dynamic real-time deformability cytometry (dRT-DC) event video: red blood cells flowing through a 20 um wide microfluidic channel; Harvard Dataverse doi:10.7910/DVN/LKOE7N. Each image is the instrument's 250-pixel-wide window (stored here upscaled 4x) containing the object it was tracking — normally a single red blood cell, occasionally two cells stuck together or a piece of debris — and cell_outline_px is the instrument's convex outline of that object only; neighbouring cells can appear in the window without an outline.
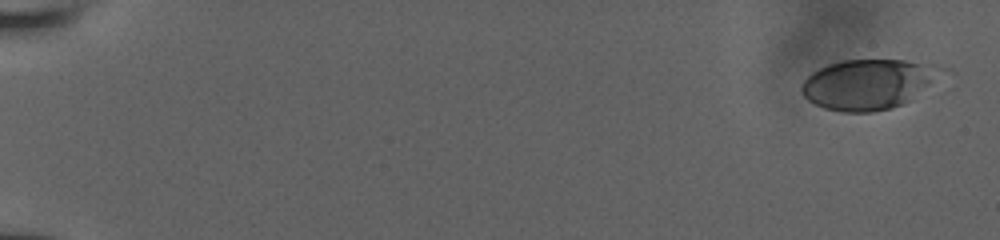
{"species": "human", "species_latin": "Homo sapiens", "temperature_condition": "room temperature", "stored_images_in_passage": 13, "camera_frame_rate_fps": 3000, "um_per_image_px": 0.085, "donor": {"sex": "male"}, "frame": {"image": 1, "passage_image": 1, "time_ms": 0.0, "image_size_px": [1000, 240], "cell_outline_px": [[948, 68], [912, 100], [904, 104], [892, 108], [872, 112], [844, 112], [824, 108], [808, 100], [804, 96], [800, 88], [804, 80], [812, 72], [828, 64], [844, 60], [904, 60], [936, 64]], "centroid_in_image_um": [73.83, 7.15], "position_along_channel_um": 11.2, "area_um2": 40.98}}
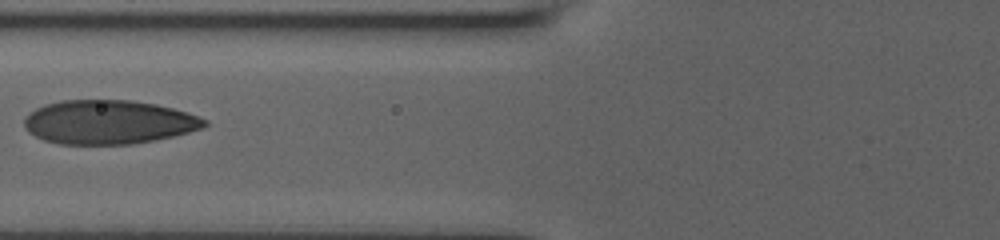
{"frame": {"image": 2, "passage_image": 10, "time_ms": 8.0, "image_size_px": [1000, 240], "cell_outline_px": [[208, 124], [200, 128], [188, 132], [172, 136], [132, 144], [60, 144], [44, 140], [28, 132], [24, 124], [24, 120], [28, 112], [44, 104], [60, 100], [128, 100], [156, 104], [188, 112], [208, 120]], "centroid_in_image_um": [9.2, 10.37], "position_along_channel_um": 116.6, "area_um2": 46.12}}
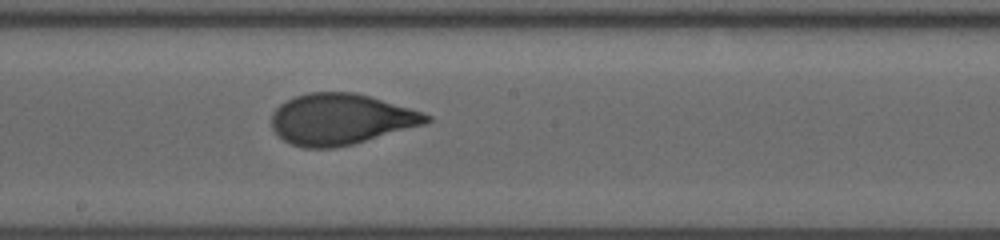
{"frame": {"image": 3, "passage_image": 13, "time_ms": 10.667, "image_size_px": [1000, 240], "cell_outline_px": [[432, 120], [424, 124], [352, 144], [332, 148], [304, 148], [292, 144], [284, 140], [272, 128], [272, 112], [280, 104], [296, 96], [308, 92], [356, 92], [408, 108], [432, 116]], "centroid_in_image_um": [28.93, 10.13], "position_along_channel_um": 219.3, "area_um2": 45.43}}